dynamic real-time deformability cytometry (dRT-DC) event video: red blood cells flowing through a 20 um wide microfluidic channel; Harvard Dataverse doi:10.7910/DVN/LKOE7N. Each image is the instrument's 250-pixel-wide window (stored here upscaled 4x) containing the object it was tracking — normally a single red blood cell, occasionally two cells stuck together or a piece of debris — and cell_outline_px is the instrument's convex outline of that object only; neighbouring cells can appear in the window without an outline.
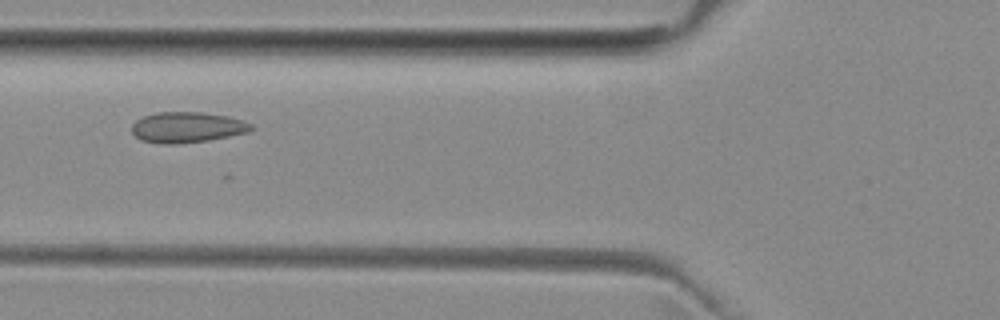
{"species": "common noctule bat (a hibernating species)", "species_latin": "Nyctalus noctula", "temperature_condition": "room temperature", "stored_images_in_passage": 4, "camera_frame_rate_fps": 3000, "um_per_image_px": 0.085, "animal": {"sex": "female", "body_mass_g": 29.2, "forearm_length_mm": 56.3}, "frame": {"image": 1, "passage_image": 4, "time_ms": 3.333, "image_size_px": [1000, 320], "cell_outline_px": [[256, 128], [248, 132], [208, 140], [176, 144], [160, 144], [140, 140], [132, 132], [132, 124], [136, 120], [144, 116], [156, 112], [200, 112], [228, 116], [244, 120], [252, 124]], "centroid_in_image_um": [15.91, 10.82], "position_along_channel_um": 109.9, "area_um2": 21.44}}